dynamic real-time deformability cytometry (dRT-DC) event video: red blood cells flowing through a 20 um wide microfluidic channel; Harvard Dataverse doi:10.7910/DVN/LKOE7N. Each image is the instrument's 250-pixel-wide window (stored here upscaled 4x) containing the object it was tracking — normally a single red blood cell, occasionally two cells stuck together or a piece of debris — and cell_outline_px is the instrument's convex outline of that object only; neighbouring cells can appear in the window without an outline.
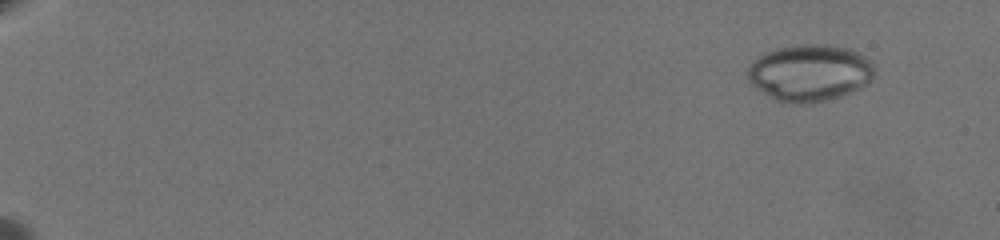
{"species": "common noctule bat (a hibernating species)", "species_latin": "Nyctalus noctula", "temperature_condition": "warm", "stored_images_in_passage": 58, "camera_frame_rate_fps": 3000, "um_per_image_px": 0.085, "animal": {"sex": "female", "body_mass_g": 19.5, "forearm_length_mm": 54.1}, "frame": {"image": 1, "passage_image": 1, "time_ms": 0.0, "image_size_px": [1000, 240], "cell_outline_px": [[872, 76], [860, 88], [840, 96], [828, 100], [800, 104], [776, 100], [768, 96], [756, 88], [748, 80], [748, 68], [752, 60], [776, 48], [800, 44], [828, 44], [848, 48], [864, 56], [872, 64]], "centroid_in_image_um": [68.78, 6.18], "position_along_channel_um": 16.2, "area_um2": 41.5}}
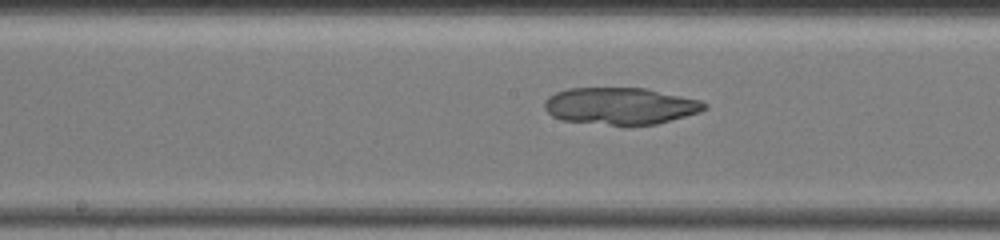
{"frame": {"image": 2, "passage_image": 32, "time_ms": 10.333, "image_size_px": [1000, 240], "cell_outline_px": [[708, 108], [700, 112], [672, 120], [656, 124], [628, 128], [624, 128], [560, 120], [552, 116], [544, 108], [544, 100], [548, 96], [556, 92], [568, 88], [644, 88], [700, 100], [708, 104]], "centroid_in_image_um": [52.71, 9.05], "position_along_channel_um": 195.5, "area_um2": 35.43}}
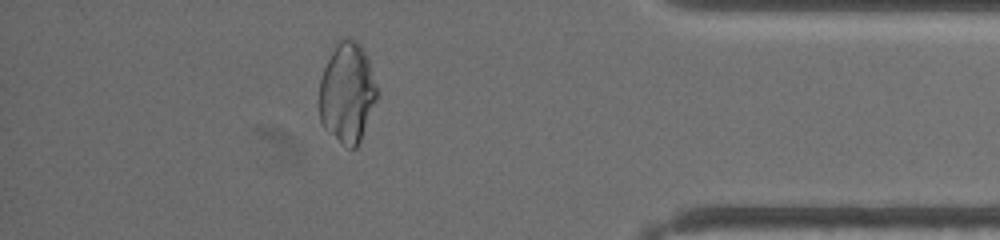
{"frame": {"image": 3, "passage_image": 52, "time_ms": 17.0, "image_size_px": [1000, 240], "cell_outline_px": [[380, 96], [360, 140], [356, 148], [348, 148], [328, 132], [324, 128], [320, 120], [320, 80], [324, 68], [336, 40], [340, 36], [352, 36], [360, 44], [368, 56], [380, 88]], "centroid_in_image_um": [29.57, 7.81], "position_along_channel_um": 405.6, "area_um2": 34.85}}